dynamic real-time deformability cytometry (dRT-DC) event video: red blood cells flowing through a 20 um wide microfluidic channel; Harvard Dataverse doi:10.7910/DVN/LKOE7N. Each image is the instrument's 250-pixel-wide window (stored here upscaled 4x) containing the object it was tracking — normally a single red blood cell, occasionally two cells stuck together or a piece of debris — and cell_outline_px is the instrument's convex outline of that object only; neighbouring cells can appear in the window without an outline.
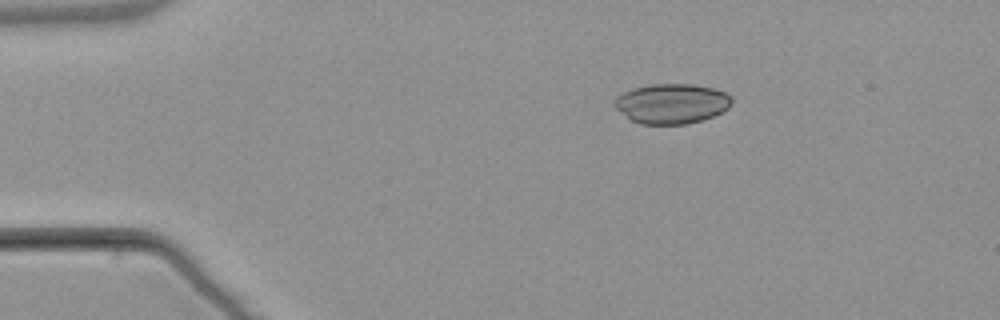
{"species": "common noctule bat (a hibernating species)", "species_latin": "Nyctalus noctula", "temperature_condition": "warm", "stored_images_in_passage": 3, "camera_frame_rate_fps": 3000, "um_per_image_px": 0.085, "animal": {"sex": "male", "body_mass_g": 21.5, "forearm_length_mm": 52.0}, "frame": {"image": 1, "passage_image": 1, "time_ms": 0.0, "image_size_px": [1000, 320], "cell_outline_px": [[732, 104], [728, 108], [712, 116], [700, 120], [684, 124], [640, 124], [632, 120], [616, 108], [612, 104], [612, 100], [616, 96], [632, 88], [652, 84], [692, 84], [716, 88], [728, 92], [732, 96]], "centroid_in_image_um": [57.1, 8.79], "position_along_channel_um": 27.9, "area_um2": 27.46}}